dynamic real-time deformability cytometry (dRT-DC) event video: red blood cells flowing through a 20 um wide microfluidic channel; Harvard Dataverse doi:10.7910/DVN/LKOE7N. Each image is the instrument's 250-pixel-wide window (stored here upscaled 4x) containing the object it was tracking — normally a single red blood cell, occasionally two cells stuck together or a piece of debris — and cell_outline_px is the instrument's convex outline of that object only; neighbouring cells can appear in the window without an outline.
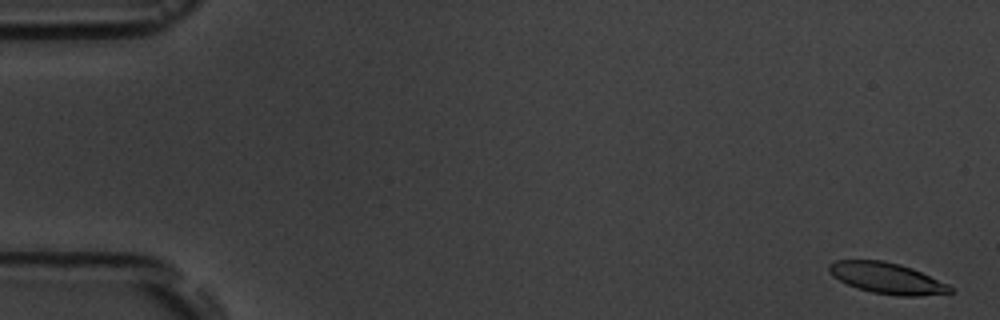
{"species": "common noctule bat (a hibernating species)", "species_latin": "Nyctalus noctula", "temperature_condition": "room temperature", "stored_images_in_passage": 6, "camera_frame_rate_fps": 3000, "um_per_image_px": 0.085, "animal": {"sex": "male", "body_mass_g": 19.5, "forearm_length_mm": 54.6}, "frame": {"image": 1, "passage_image": 1, "time_ms": 0.0, "image_size_px": [1000, 320], "cell_outline_px": [[956, 292], [920, 296], [900, 296], [872, 292], [856, 288], [832, 276], [828, 272], [828, 264], [836, 260], [884, 260], [900, 264], [912, 268], [948, 284]], "centroid_in_image_um": [75.39, 23.64], "position_along_channel_um": 9.6, "area_um2": 21.96}}
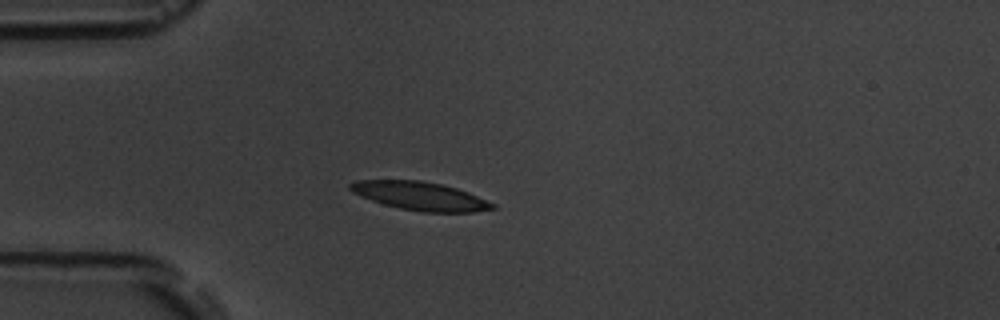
{"frame": {"image": 2, "passage_image": 5, "time_ms": 4.667, "image_size_px": [1000, 320], "cell_outline_px": [[496, 208], [476, 212], [420, 212], [400, 208], [384, 204], [360, 196], [352, 192], [348, 188], [348, 184], [356, 180], [420, 180], [440, 184], [456, 188], [468, 192], [496, 204]], "centroid_in_image_um": [35.71, 16.66], "position_along_channel_um": 49.3, "area_um2": 23.58}}